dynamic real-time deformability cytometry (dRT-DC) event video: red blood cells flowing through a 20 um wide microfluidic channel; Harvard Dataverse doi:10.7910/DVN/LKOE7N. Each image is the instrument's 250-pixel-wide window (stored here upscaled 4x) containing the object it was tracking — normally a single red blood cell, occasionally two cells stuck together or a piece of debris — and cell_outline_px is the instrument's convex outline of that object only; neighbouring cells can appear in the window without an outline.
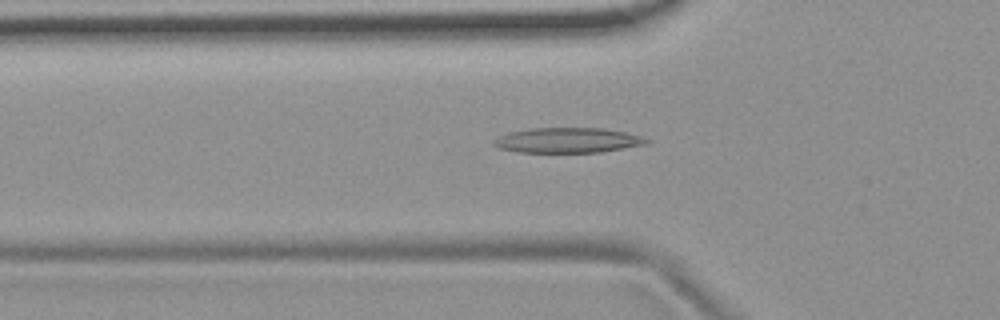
{"species": "common noctule bat (a hibernating species)", "species_latin": "Nyctalus noctula", "temperature_condition": "room temperature", "stored_images_in_passage": 54, "camera_frame_rate_fps": 3000, "um_per_image_px": 0.085, "animal": {"sex": "female", "body_mass_g": 19.9}, "frame": {"image": 1, "passage_image": 18, "time_ms": 5.667, "image_size_px": [1000, 320], "cell_outline_px": [[652, 140], [648, 144], [600, 152], [516, 152], [496, 148], [492, 144], [492, 140], [508, 132], [528, 128], [604, 128], [624, 132], [640, 136]], "centroid_in_image_um": [48.21, 11.92], "position_along_channel_um": 77.6, "area_um2": 22.54}}
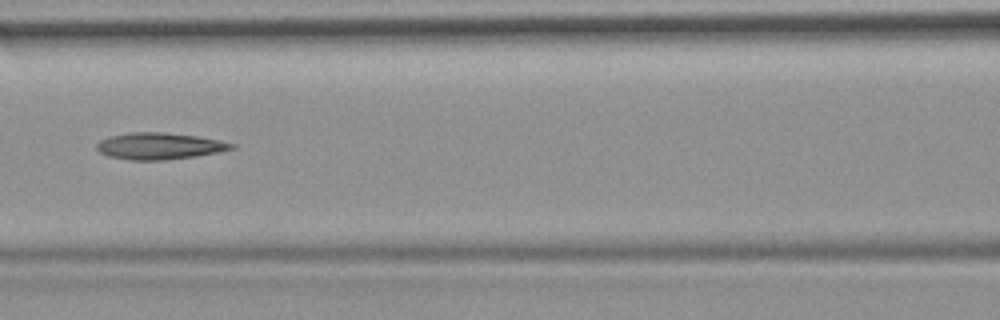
{"frame": {"image": 2, "passage_image": 24, "time_ms": 7.667, "image_size_px": [1000, 320], "cell_outline_px": [[236, 148], [196, 156], [168, 160], [132, 160], [108, 156], [100, 152], [96, 148], [96, 144], [100, 140], [108, 136], [128, 132], [164, 132], [196, 136], [220, 140], [236, 144]], "centroid_in_image_um": [13.53, 12.41], "position_along_channel_um": 153.1, "area_um2": 21.04}}
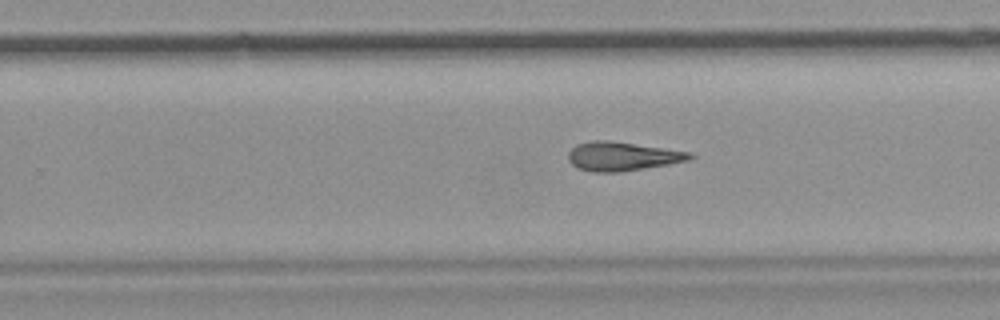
{"frame": {"image": 3, "passage_image": 34, "time_ms": 11.0, "image_size_px": [1000, 320], "cell_outline_px": [[696, 156], [688, 160], [668, 164], [620, 172], [592, 172], [580, 168], [572, 164], [568, 160], [568, 152], [576, 144], [592, 140], [608, 140], [692, 152]], "centroid_in_image_um": [52.89, 13.28], "position_along_channel_um": 276.9, "area_um2": 20.4}}